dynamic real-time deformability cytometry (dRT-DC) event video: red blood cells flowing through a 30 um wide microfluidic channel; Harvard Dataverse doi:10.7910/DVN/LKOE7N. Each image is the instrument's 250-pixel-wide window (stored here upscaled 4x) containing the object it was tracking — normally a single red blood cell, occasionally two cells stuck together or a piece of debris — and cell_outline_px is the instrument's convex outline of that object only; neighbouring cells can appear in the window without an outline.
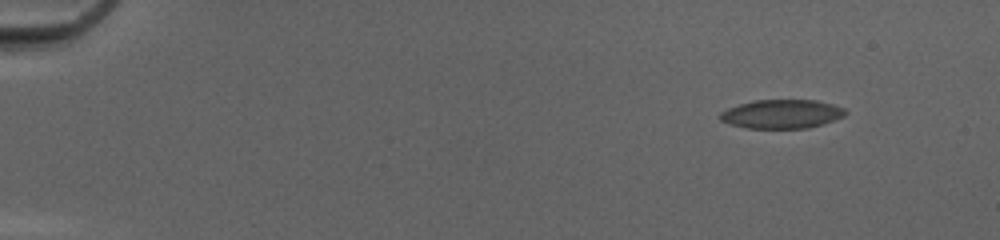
{"species": "common noctule bat (a hibernating species)", "species_latin": "Nyctalus noctula", "temperature_condition": "cold", "stored_images_in_passage": 47, "camera_frame_rate_fps": 3000, "um_per_image_px": 0.085, "animal": {"sex": "female", "body_mass_g": 20.0, "forearm_length_mm": 54.0}, "frame": {"image": 1, "passage_image": 1, "time_ms": 0.0, "image_size_px": [1000, 240], "cell_outline_px": [[848, 112], [844, 116], [808, 128], [748, 128], [732, 124], [720, 120], [720, 112], [728, 108], [740, 104], [756, 100], [816, 100], [832, 104], [844, 108]], "centroid_in_image_um": [66.46, 9.68], "position_along_channel_um": 18.5, "area_um2": 20.81}}
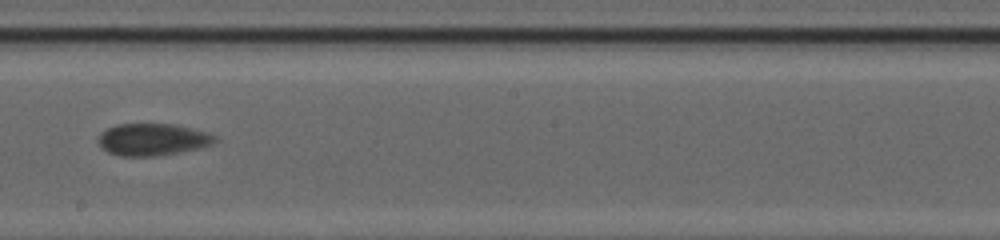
{"frame": {"image": 2, "passage_image": 27, "time_ms": 8.667, "image_size_px": [1000, 240], "cell_outline_px": [[216, 140], [212, 144], [180, 152], [156, 156], [120, 156], [108, 152], [100, 148], [96, 140], [100, 132], [116, 124], [176, 124], [208, 132], [216, 136]], "centroid_in_image_um": [12.92, 11.85], "position_along_channel_um": 235.3, "area_um2": 21.96}}
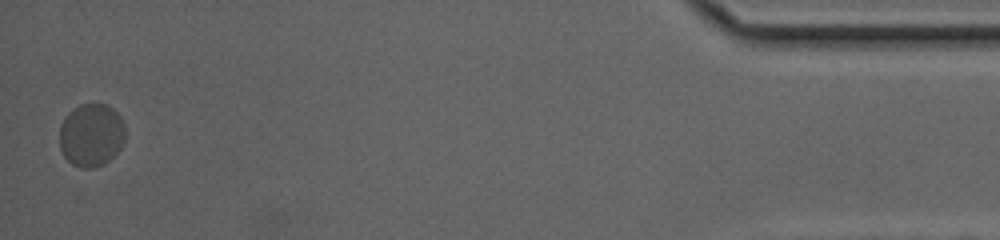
{"frame": {"image": 3, "passage_image": 47, "time_ms": 15.333, "image_size_px": [1000, 240], "cell_outline_px": [[124, 140], [120, 148], [104, 164], [92, 168], [80, 168], [72, 164], [64, 156], [60, 148], [60, 124], [68, 112], [80, 104], [108, 104], [120, 116], [124, 124]], "centroid_in_image_um": [7.74, 11.47], "position_along_channel_um": 427.5, "area_um2": 24.16}, "authors_computed_cell_mechanics": {"area_um2": 21.964, "velocity_mm_per_s": 4.0648, "shape_relaxation_time_tau1_ms": 5.64, "shape_relaxation_time_tau2_ms": 0.8186, "deformation_change_tau1": 0.0772, "deformation_change_tau2": 0.0501}}